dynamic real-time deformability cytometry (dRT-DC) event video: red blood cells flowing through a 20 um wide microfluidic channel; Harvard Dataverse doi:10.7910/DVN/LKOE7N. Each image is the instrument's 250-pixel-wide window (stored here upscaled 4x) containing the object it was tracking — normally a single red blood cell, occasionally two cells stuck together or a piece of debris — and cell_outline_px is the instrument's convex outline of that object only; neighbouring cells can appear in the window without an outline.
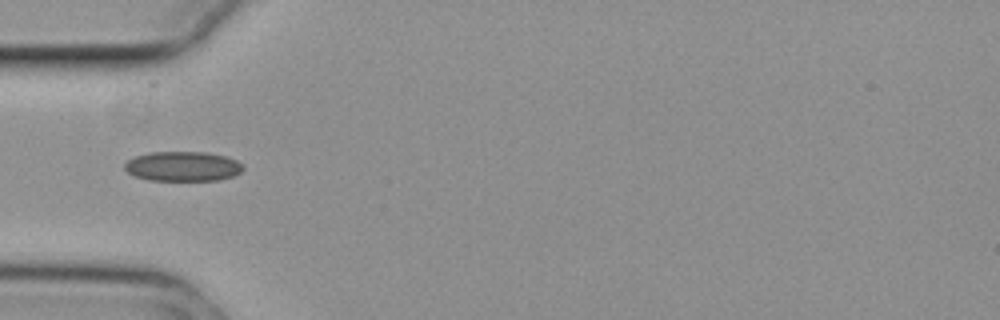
{"species": "common noctule bat (a hibernating species)", "species_latin": "Nyctalus noctula", "temperature_condition": "cold", "stored_images_in_passage": 38, "camera_frame_rate_fps": 3000, "um_per_image_px": 0.085, "animal": {"sex": "female", "body_mass_g": 29.2, "forearm_length_mm": 56.3}, "frame": {"image": 1, "passage_image": 1, "time_ms": 0.0, "image_size_px": [1000, 320], "cell_outline_px": [[244, 168], [240, 172], [232, 176], [220, 180], [148, 180], [136, 176], [128, 172], [124, 168], [124, 164], [128, 160], [136, 156], [148, 152], [208, 152], [224, 156], [236, 160], [244, 164]], "centroid_in_image_um": [15.55, 14.13], "position_along_channel_um": 69.5, "area_um2": 20.52}}
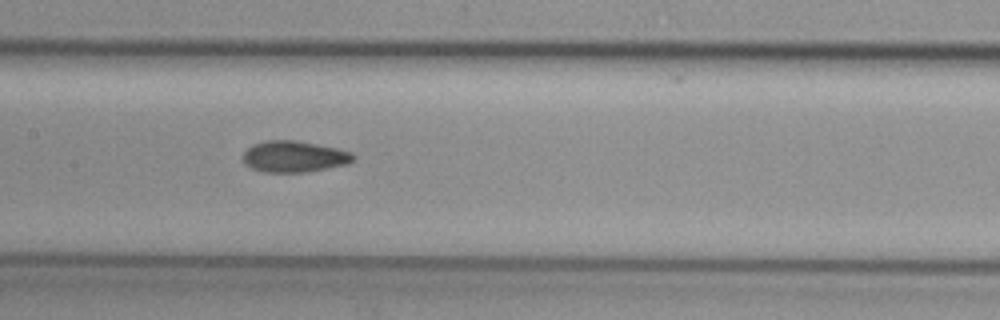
{"frame": {"image": 2, "passage_image": 10, "time_ms": 3.0, "image_size_px": [1000, 320], "cell_outline_px": [[356, 156], [348, 164], [304, 172], [264, 172], [252, 168], [244, 164], [244, 152], [252, 144], [264, 140], [296, 140], [336, 148], [352, 152]], "centroid_in_image_um": [24.99, 13.3], "position_along_channel_um": 182.4, "area_um2": 20.06}}
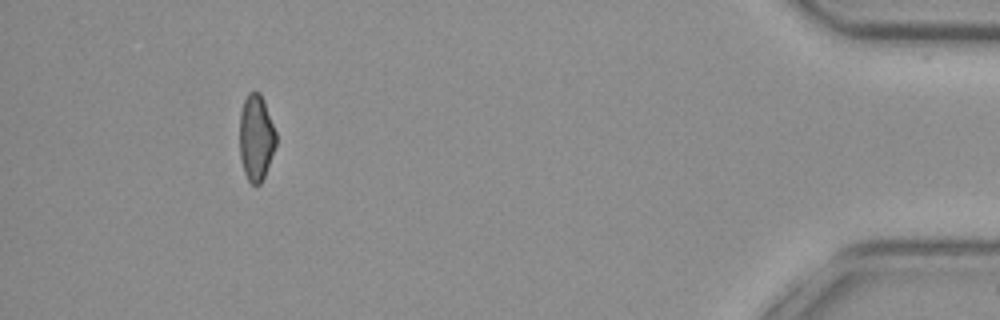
{"frame": {"image": 3, "passage_image": 34, "time_ms": 11.0, "image_size_px": [1000, 320], "cell_outline_px": [[276, 144], [264, 176], [260, 184], [252, 184], [248, 180], [244, 172], [240, 156], [240, 112], [244, 100], [248, 92], [260, 92], [264, 100], [276, 132]], "centroid_in_image_um": [21.76, 11.67], "position_along_channel_um": 413.4, "area_um2": 18.15}, "authors_computed_cell_mechanics": {"area_um2": 19.5942, "velocity_mm_per_s": 3.7409, "shape_relaxation_time_tau1_ms": null, "shape_relaxation_time_tau2_ms": 3.652, "deformation_change_tau1": null, "deformation_change_tau2": 0.0907}}